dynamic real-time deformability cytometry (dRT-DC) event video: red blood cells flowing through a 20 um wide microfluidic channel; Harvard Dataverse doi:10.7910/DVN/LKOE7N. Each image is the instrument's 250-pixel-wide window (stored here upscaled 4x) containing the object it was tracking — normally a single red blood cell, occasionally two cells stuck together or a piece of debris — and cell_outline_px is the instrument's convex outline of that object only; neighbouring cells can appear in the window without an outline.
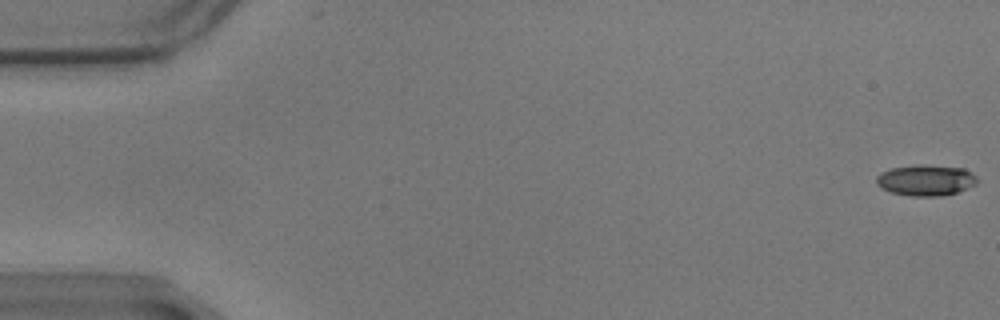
{"species": "common noctule bat (a hibernating species)", "species_latin": "Nyctalus noctula", "temperature_condition": "warm", "stored_images_in_passage": 59, "camera_frame_rate_fps": 3000, "um_per_image_px": 0.085, "animal": {"sex": "male", "body_mass_g": 17.9}, "frame": {"image": 1, "passage_image": 1, "time_ms": 0.0, "image_size_px": [1000, 320], "cell_outline_px": [[976, 184], [968, 188], [956, 192], [940, 196], [912, 196], [892, 192], [876, 184], [876, 176], [880, 172], [892, 168], [920, 164], [964, 168], [976, 176]], "centroid_in_image_um": [78.69, 15.31], "position_along_channel_um": 6.3, "area_um2": 18.03}}
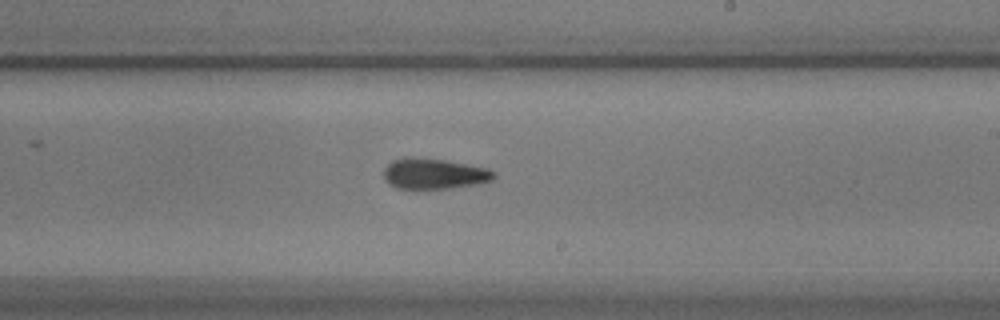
{"frame": {"image": 2, "passage_image": 35, "time_ms": 11.333, "image_size_px": [1000, 320], "cell_outline_px": [[496, 176], [492, 180], [476, 184], [452, 188], [396, 188], [388, 184], [384, 180], [384, 168], [392, 160], [408, 156], [412, 156], [444, 160], [488, 168], [496, 172]], "centroid_in_image_um": [36.88, 14.75], "position_along_channel_um": 252.1, "area_um2": 19.77}}
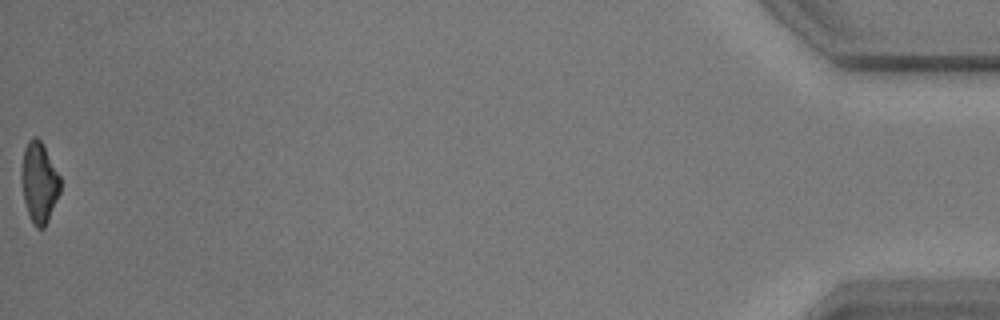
{"frame": {"image": 3, "passage_image": 59, "time_ms": 19.333, "image_size_px": [1000, 320], "cell_outline_px": [[60, 192], [48, 220], [44, 228], [36, 228], [32, 224], [24, 200], [20, 180], [20, 172], [24, 148], [28, 140], [32, 136], [36, 136], [40, 140], [60, 176]], "centroid_in_image_um": [3.3, 15.5], "position_along_channel_um": 431.9, "area_um2": 18.26}, "authors_computed_cell_mechanics": {"area_um2": 18.9006, "velocity_mm_per_s": 3.4742, "shape_relaxation_time_tau1_ms": 4.8014, "shape_relaxation_time_tau2_ms": 1.7716, "deformation_change_tau1": 0.1583, "deformation_change_tau2": 0.1036}}